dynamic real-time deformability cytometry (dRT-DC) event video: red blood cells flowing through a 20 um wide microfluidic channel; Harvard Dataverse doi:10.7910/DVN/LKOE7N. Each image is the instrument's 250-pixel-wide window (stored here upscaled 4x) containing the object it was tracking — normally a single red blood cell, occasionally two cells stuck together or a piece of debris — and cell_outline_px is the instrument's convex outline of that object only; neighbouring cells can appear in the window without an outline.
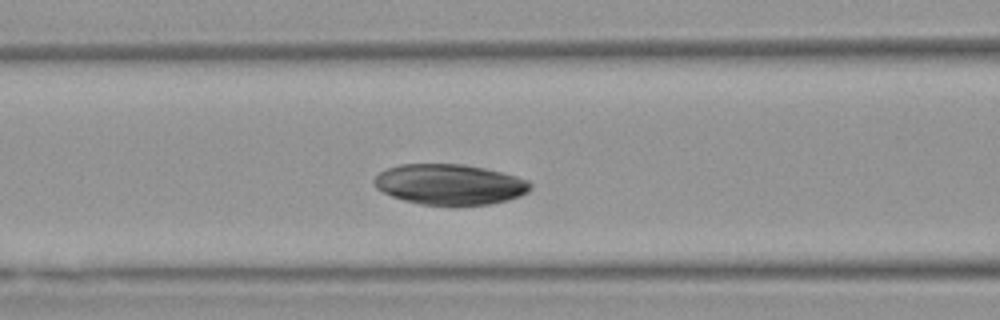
{"species": "Egyptian fruit bat (a non-hibernating species)", "species_latin": "Rousettus aegyptiacus", "temperature_condition": "warm", "stored_images_in_passage": 46, "camera_frame_rate_fps": 3000, "um_per_image_px": 0.085, "animal": {"sex": "female"}, "frame": {"image": 1, "passage_image": 15, "time_ms": 4.667, "image_size_px": [1000, 320], "cell_outline_px": [[532, 188], [528, 192], [520, 196], [508, 200], [492, 204], [452, 208], [420, 204], [404, 200], [392, 196], [376, 188], [372, 180], [380, 172], [388, 168], [400, 164], [460, 164], [484, 168], [516, 176], [528, 180], [532, 184]], "centroid_in_image_um": [38.25, 15.71], "position_along_channel_um": 128.4, "area_um2": 37.69}}
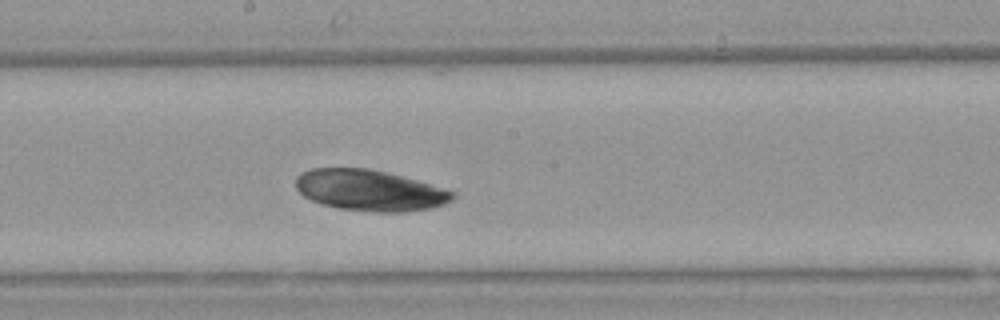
{"frame": {"image": 2, "passage_image": 22, "time_ms": 7.0, "image_size_px": [1000, 320], "cell_outline_px": [[456, 196], [452, 200], [444, 204], [432, 208], [408, 212], [368, 212], [336, 208], [312, 200], [304, 196], [296, 188], [296, 176], [300, 172], [312, 168], [368, 168], [416, 180], [452, 192]], "centroid_in_image_um": [31.38, 16.19], "position_along_channel_um": 216.8, "area_um2": 37.34}}
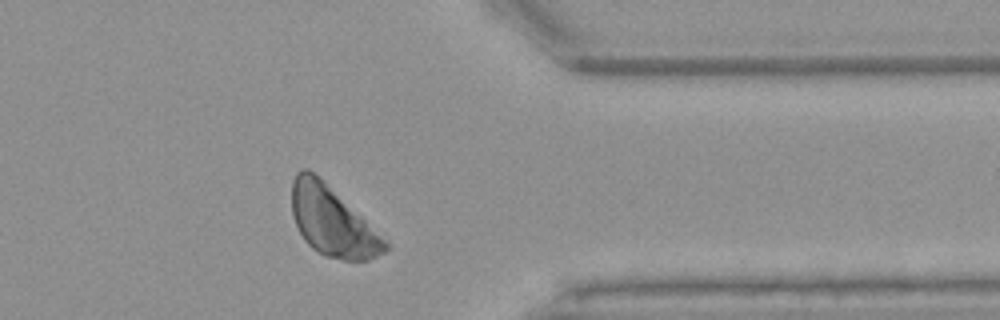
{"frame": {"image": 3, "passage_image": 36, "time_ms": 11.667, "image_size_px": [1000, 320], "cell_outline_px": [[388, 248], [384, 252], [368, 260], [344, 260], [324, 256], [312, 248], [304, 240], [292, 216], [292, 180], [296, 172], [304, 168], [308, 168], [388, 240]], "centroid_in_image_um": [28.23, 18.84], "position_along_channel_um": 383.2, "area_um2": 37.22}}